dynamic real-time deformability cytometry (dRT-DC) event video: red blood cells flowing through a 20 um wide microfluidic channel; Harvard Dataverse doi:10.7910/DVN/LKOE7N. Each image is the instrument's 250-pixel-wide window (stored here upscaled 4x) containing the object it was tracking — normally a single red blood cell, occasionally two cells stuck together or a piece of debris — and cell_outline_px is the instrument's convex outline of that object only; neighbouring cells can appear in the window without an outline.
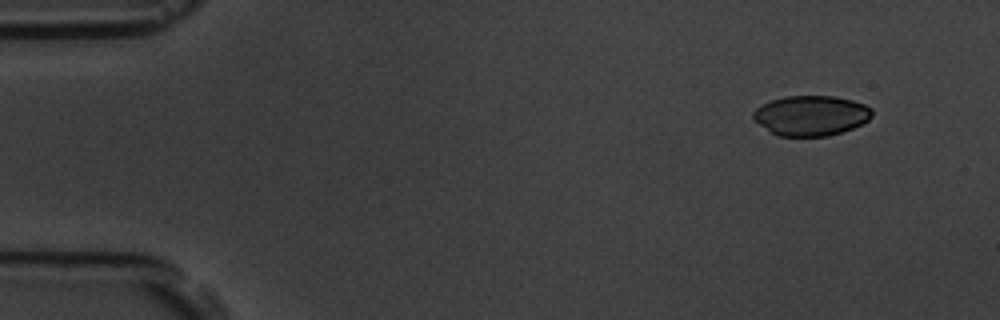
{"species": "common noctule bat (a hibernating species)", "species_latin": "Nyctalus noctula", "temperature_condition": "room temperature", "stored_images_in_passage": 5, "camera_frame_rate_fps": 3000, "um_per_image_px": 0.085, "animal": {"sex": "male", "body_mass_g": 19.5, "forearm_length_mm": 54.6}, "frame": {"image": 1, "passage_image": 1, "time_ms": 0.0, "image_size_px": [1000, 320], "cell_outline_px": [[872, 116], [868, 120], [852, 128], [828, 136], [776, 136], [752, 120], [752, 112], [756, 108], [772, 100], [784, 96], [836, 96], [852, 100], [864, 104], [872, 108]], "centroid_in_image_um": [68.91, 9.82], "position_along_channel_um": 16.1, "area_um2": 27.86}}
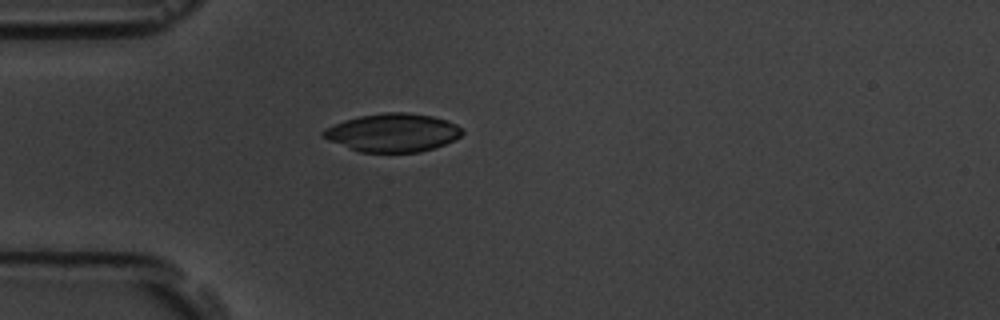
{"frame": {"image": 2, "passage_image": 4, "time_ms": 3.667, "image_size_px": [1000, 320], "cell_outline_px": [[464, 132], [460, 136], [444, 144], [420, 152], [360, 152], [328, 140], [320, 136], [320, 132], [324, 128], [332, 124], [344, 120], [360, 116], [384, 112], [408, 112], [432, 116], [448, 120], [456, 124]], "centroid_in_image_um": [33.34, 11.26], "position_along_channel_um": 51.7, "area_um2": 31.04}}